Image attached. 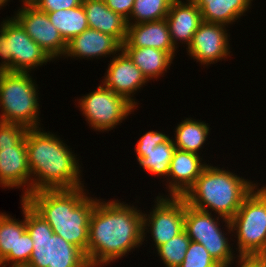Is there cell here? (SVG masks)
Instances as JSON below:
<instances>
[{"label":"cell","mask_w":266,"mask_h":267,"mask_svg":"<svg viewBox=\"0 0 266 267\" xmlns=\"http://www.w3.org/2000/svg\"><path fill=\"white\" fill-rule=\"evenodd\" d=\"M125 203L97 199L88 231L90 267L107 266L143 244V212Z\"/></svg>","instance_id":"cell-1"},{"label":"cell","mask_w":266,"mask_h":267,"mask_svg":"<svg viewBox=\"0 0 266 267\" xmlns=\"http://www.w3.org/2000/svg\"><path fill=\"white\" fill-rule=\"evenodd\" d=\"M63 140L42 128L28 129L26 148L31 173V192L76 189L84 186L77 155Z\"/></svg>","instance_id":"cell-2"},{"label":"cell","mask_w":266,"mask_h":267,"mask_svg":"<svg viewBox=\"0 0 266 267\" xmlns=\"http://www.w3.org/2000/svg\"><path fill=\"white\" fill-rule=\"evenodd\" d=\"M83 187L39 190L31 192L24 200L47 221L55 234L78 247L86 256L90 218L97 197L88 196Z\"/></svg>","instance_id":"cell-3"},{"label":"cell","mask_w":266,"mask_h":267,"mask_svg":"<svg viewBox=\"0 0 266 267\" xmlns=\"http://www.w3.org/2000/svg\"><path fill=\"white\" fill-rule=\"evenodd\" d=\"M258 184L209 163L182 196L195 209L216 213L230 220Z\"/></svg>","instance_id":"cell-4"},{"label":"cell","mask_w":266,"mask_h":267,"mask_svg":"<svg viewBox=\"0 0 266 267\" xmlns=\"http://www.w3.org/2000/svg\"><path fill=\"white\" fill-rule=\"evenodd\" d=\"M26 230L33 240V251L26 267H90L85 254L55 234L27 202Z\"/></svg>","instance_id":"cell-5"},{"label":"cell","mask_w":266,"mask_h":267,"mask_svg":"<svg viewBox=\"0 0 266 267\" xmlns=\"http://www.w3.org/2000/svg\"><path fill=\"white\" fill-rule=\"evenodd\" d=\"M37 86L29 72L0 70V121L41 128Z\"/></svg>","instance_id":"cell-6"},{"label":"cell","mask_w":266,"mask_h":267,"mask_svg":"<svg viewBox=\"0 0 266 267\" xmlns=\"http://www.w3.org/2000/svg\"><path fill=\"white\" fill-rule=\"evenodd\" d=\"M257 187L230 219L238 255L266 256V193Z\"/></svg>","instance_id":"cell-7"},{"label":"cell","mask_w":266,"mask_h":267,"mask_svg":"<svg viewBox=\"0 0 266 267\" xmlns=\"http://www.w3.org/2000/svg\"><path fill=\"white\" fill-rule=\"evenodd\" d=\"M0 70L30 72L53 61L14 18L0 24Z\"/></svg>","instance_id":"cell-8"},{"label":"cell","mask_w":266,"mask_h":267,"mask_svg":"<svg viewBox=\"0 0 266 267\" xmlns=\"http://www.w3.org/2000/svg\"><path fill=\"white\" fill-rule=\"evenodd\" d=\"M219 218L225 223L227 233L219 227ZM184 230L191 241L202 244L221 267L235 260V251L226 237L233 233L230 220L218 215L214 217L212 213L195 209L185 202Z\"/></svg>","instance_id":"cell-9"},{"label":"cell","mask_w":266,"mask_h":267,"mask_svg":"<svg viewBox=\"0 0 266 267\" xmlns=\"http://www.w3.org/2000/svg\"><path fill=\"white\" fill-rule=\"evenodd\" d=\"M78 107L94 131H110L121 124L136 108L123 96L117 95L102 83L96 90L82 96Z\"/></svg>","instance_id":"cell-10"},{"label":"cell","mask_w":266,"mask_h":267,"mask_svg":"<svg viewBox=\"0 0 266 267\" xmlns=\"http://www.w3.org/2000/svg\"><path fill=\"white\" fill-rule=\"evenodd\" d=\"M155 204L150 214L143 213L142 232L143 242L147 232H151L155 243L153 246L157 248L184 230L185 200L182 197L160 195L156 197Z\"/></svg>","instance_id":"cell-11"},{"label":"cell","mask_w":266,"mask_h":267,"mask_svg":"<svg viewBox=\"0 0 266 267\" xmlns=\"http://www.w3.org/2000/svg\"><path fill=\"white\" fill-rule=\"evenodd\" d=\"M22 4V8L14 12L16 14L13 17L52 59L64 57L67 43L52 25L47 13L39 11L28 0H23Z\"/></svg>","instance_id":"cell-12"},{"label":"cell","mask_w":266,"mask_h":267,"mask_svg":"<svg viewBox=\"0 0 266 267\" xmlns=\"http://www.w3.org/2000/svg\"><path fill=\"white\" fill-rule=\"evenodd\" d=\"M228 26L203 21L186 48L191 58L201 65H210L230 57Z\"/></svg>","instance_id":"cell-13"},{"label":"cell","mask_w":266,"mask_h":267,"mask_svg":"<svg viewBox=\"0 0 266 267\" xmlns=\"http://www.w3.org/2000/svg\"><path fill=\"white\" fill-rule=\"evenodd\" d=\"M108 64L103 81L101 80L102 84L117 95L123 96L137 109L139 104L133 98L134 94L141 90L148 80L123 50L114 55Z\"/></svg>","instance_id":"cell-14"},{"label":"cell","mask_w":266,"mask_h":267,"mask_svg":"<svg viewBox=\"0 0 266 267\" xmlns=\"http://www.w3.org/2000/svg\"><path fill=\"white\" fill-rule=\"evenodd\" d=\"M0 185L12 189L15 187L19 189L22 186L24 188L22 199L31 193L26 138L19 145L0 147Z\"/></svg>","instance_id":"cell-15"},{"label":"cell","mask_w":266,"mask_h":267,"mask_svg":"<svg viewBox=\"0 0 266 267\" xmlns=\"http://www.w3.org/2000/svg\"><path fill=\"white\" fill-rule=\"evenodd\" d=\"M200 154L175 149L169 165L165 196L182 197L207 165Z\"/></svg>","instance_id":"cell-16"},{"label":"cell","mask_w":266,"mask_h":267,"mask_svg":"<svg viewBox=\"0 0 266 267\" xmlns=\"http://www.w3.org/2000/svg\"><path fill=\"white\" fill-rule=\"evenodd\" d=\"M122 44L113 36L94 29H86L67 43L65 57L96 59L116 55Z\"/></svg>","instance_id":"cell-17"},{"label":"cell","mask_w":266,"mask_h":267,"mask_svg":"<svg viewBox=\"0 0 266 267\" xmlns=\"http://www.w3.org/2000/svg\"><path fill=\"white\" fill-rule=\"evenodd\" d=\"M144 47L159 49L175 57L177 48L172 43L166 19L128 24L127 37L122 48Z\"/></svg>","instance_id":"cell-18"},{"label":"cell","mask_w":266,"mask_h":267,"mask_svg":"<svg viewBox=\"0 0 266 267\" xmlns=\"http://www.w3.org/2000/svg\"><path fill=\"white\" fill-rule=\"evenodd\" d=\"M187 1V2H186ZM174 0L165 18L173 45L178 48V41L189 46L193 35L203 22L201 10L193 0ZM178 46V47H177Z\"/></svg>","instance_id":"cell-19"},{"label":"cell","mask_w":266,"mask_h":267,"mask_svg":"<svg viewBox=\"0 0 266 267\" xmlns=\"http://www.w3.org/2000/svg\"><path fill=\"white\" fill-rule=\"evenodd\" d=\"M88 27L115 37L121 44L126 41L128 22L122 15L109 9L104 0H83Z\"/></svg>","instance_id":"cell-20"},{"label":"cell","mask_w":266,"mask_h":267,"mask_svg":"<svg viewBox=\"0 0 266 267\" xmlns=\"http://www.w3.org/2000/svg\"><path fill=\"white\" fill-rule=\"evenodd\" d=\"M24 219L0 212V267H17L18 238L26 231V201L20 200Z\"/></svg>","instance_id":"cell-21"},{"label":"cell","mask_w":266,"mask_h":267,"mask_svg":"<svg viewBox=\"0 0 266 267\" xmlns=\"http://www.w3.org/2000/svg\"><path fill=\"white\" fill-rule=\"evenodd\" d=\"M205 22L232 25L252 6L253 0H193Z\"/></svg>","instance_id":"cell-22"},{"label":"cell","mask_w":266,"mask_h":267,"mask_svg":"<svg viewBox=\"0 0 266 267\" xmlns=\"http://www.w3.org/2000/svg\"><path fill=\"white\" fill-rule=\"evenodd\" d=\"M122 50L141 70L148 82L152 79L156 80L160 76L163 77L174 60L168 52L151 47L122 48Z\"/></svg>","instance_id":"cell-23"},{"label":"cell","mask_w":266,"mask_h":267,"mask_svg":"<svg viewBox=\"0 0 266 267\" xmlns=\"http://www.w3.org/2000/svg\"><path fill=\"white\" fill-rule=\"evenodd\" d=\"M210 132L208 123L201 120L186 118L177 124L173 144L176 149L200 154L199 150L204 146ZM207 138V139H206Z\"/></svg>","instance_id":"cell-24"},{"label":"cell","mask_w":266,"mask_h":267,"mask_svg":"<svg viewBox=\"0 0 266 267\" xmlns=\"http://www.w3.org/2000/svg\"><path fill=\"white\" fill-rule=\"evenodd\" d=\"M45 13L66 43L89 28L83 5Z\"/></svg>","instance_id":"cell-25"},{"label":"cell","mask_w":266,"mask_h":267,"mask_svg":"<svg viewBox=\"0 0 266 267\" xmlns=\"http://www.w3.org/2000/svg\"><path fill=\"white\" fill-rule=\"evenodd\" d=\"M175 149L171 137L167 142L160 143L151 150H135V154L144 171L157 177L165 176L167 180L170 161Z\"/></svg>","instance_id":"cell-26"},{"label":"cell","mask_w":266,"mask_h":267,"mask_svg":"<svg viewBox=\"0 0 266 267\" xmlns=\"http://www.w3.org/2000/svg\"><path fill=\"white\" fill-rule=\"evenodd\" d=\"M174 0H135L128 24L165 19Z\"/></svg>","instance_id":"cell-27"},{"label":"cell","mask_w":266,"mask_h":267,"mask_svg":"<svg viewBox=\"0 0 266 267\" xmlns=\"http://www.w3.org/2000/svg\"><path fill=\"white\" fill-rule=\"evenodd\" d=\"M191 239L185 230L156 248L165 267H179L185 258Z\"/></svg>","instance_id":"cell-28"},{"label":"cell","mask_w":266,"mask_h":267,"mask_svg":"<svg viewBox=\"0 0 266 267\" xmlns=\"http://www.w3.org/2000/svg\"><path fill=\"white\" fill-rule=\"evenodd\" d=\"M179 267H221L209 254L206 248L197 242L191 241L185 258Z\"/></svg>","instance_id":"cell-29"},{"label":"cell","mask_w":266,"mask_h":267,"mask_svg":"<svg viewBox=\"0 0 266 267\" xmlns=\"http://www.w3.org/2000/svg\"><path fill=\"white\" fill-rule=\"evenodd\" d=\"M27 131L25 125L0 121V147L19 145L26 138Z\"/></svg>","instance_id":"cell-30"},{"label":"cell","mask_w":266,"mask_h":267,"mask_svg":"<svg viewBox=\"0 0 266 267\" xmlns=\"http://www.w3.org/2000/svg\"><path fill=\"white\" fill-rule=\"evenodd\" d=\"M39 11L53 12L82 5L83 0H28Z\"/></svg>","instance_id":"cell-31"},{"label":"cell","mask_w":266,"mask_h":267,"mask_svg":"<svg viewBox=\"0 0 266 267\" xmlns=\"http://www.w3.org/2000/svg\"><path fill=\"white\" fill-rule=\"evenodd\" d=\"M33 251V240L27 230L18 238L17 267H26Z\"/></svg>","instance_id":"cell-32"},{"label":"cell","mask_w":266,"mask_h":267,"mask_svg":"<svg viewBox=\"0 0 266 267\" xmlns=\"http://www.w3.org/2000/svg\"><path fill=\"white\" fill-rule=\"evenodd\" d=\"M170 139L168 135L159 131H148L139 138L135 145V150H151L158 144L167 142Z\"/></svg>","instance_id":"cell-33"},{"label":"cell","mask_w":266,"mask_h":267,"mask_svg":"<svg viewBox=\"0 0 266 267\" xmlns=\"http://www.w3.org/2000/svg\"><path fill=\"white\" fill-rule=\"evenodd\" d=\"M135 0H104L106 6L114 11L122 15L125 19H128L133 10Z\"/></svg>","instance_id":"cell-34"},{"label":"cell","mask_w":266,"mask_h":267,"mask_svg":"<svg viewBox=\"0 0 266 267\" xmlns=\"http://www.w3.org/2000/svg\"><path fill=\"white\" fill-rule=\"evenodd\" d=\"M236 260L224 267H231L236 261L237 267H266V256L236 255Z\"/></svg>","instance_id":"cell-35"},{"label":"cell","mask_w":266,"mask_h":267,"mask_svg":"<svg viewBox=\"0 0 266 267\" xmlns=\"http://www.w3.org/2000/svg\"><path fill=\"white\" fill-rule=\"evenodd\" d=\"M10 0H0V9L6 5H8L7 3L9 2Z\"/></svg>","instance_id":"cell-36"},{"label":"cell","mask_w":266,"mask_h":267,"mask_svg":"<svg viewBox=\"0 0 266 267\" xmlns=\"http://www.w3.org/2000/svg\"><path fill=\"white\" fill-rule=\"evenodd\" d=\"M266 193V186L260 187Z\"/></svg>","instance_id":"cell-37"}]
</instances>
